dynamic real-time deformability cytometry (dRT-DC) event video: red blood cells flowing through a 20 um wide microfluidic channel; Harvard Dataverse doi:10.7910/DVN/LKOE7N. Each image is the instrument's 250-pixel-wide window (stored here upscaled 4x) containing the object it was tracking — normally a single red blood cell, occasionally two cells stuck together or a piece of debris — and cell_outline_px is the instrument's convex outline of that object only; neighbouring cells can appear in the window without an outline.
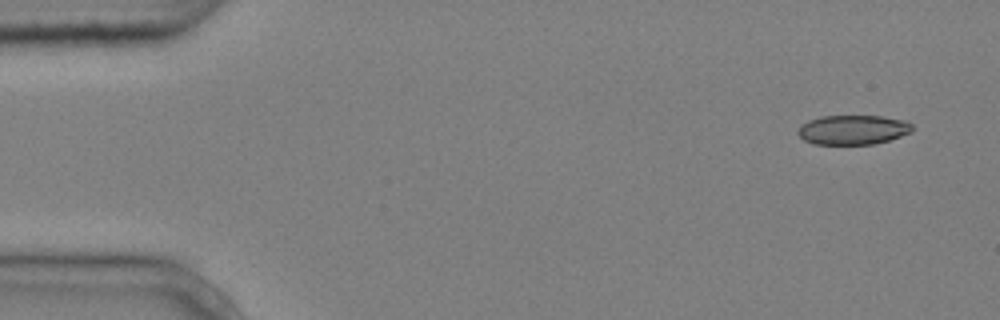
{"species": "common noctule bat (a hibernating species)", "species_latin": "Nyctalus noctula", "temperature_condition": "cold", "stored_images_in_passage": 3, "camera_frame_rate_fps": 3000, "um_per_image_px": 0.085, "animal": {"sex": "male", "body_mass_g": 20.4}, "frame": {"image": 1, "passage_image": 1, "time_ms": 0.0, "image_size_px": [1000, 320], "cell_outline_px": [[912, 132], [888, 140], [872, 144], [812, 144], [804, 140], [796, 132], [800, 124], [808, 120], [820, 116], [880, 116], [904, 120], [912, 124]], "centroid_in_image_um": [72.45, 11.03], "position_along_channel_um": 12.5, "area_um2": 19.71}}